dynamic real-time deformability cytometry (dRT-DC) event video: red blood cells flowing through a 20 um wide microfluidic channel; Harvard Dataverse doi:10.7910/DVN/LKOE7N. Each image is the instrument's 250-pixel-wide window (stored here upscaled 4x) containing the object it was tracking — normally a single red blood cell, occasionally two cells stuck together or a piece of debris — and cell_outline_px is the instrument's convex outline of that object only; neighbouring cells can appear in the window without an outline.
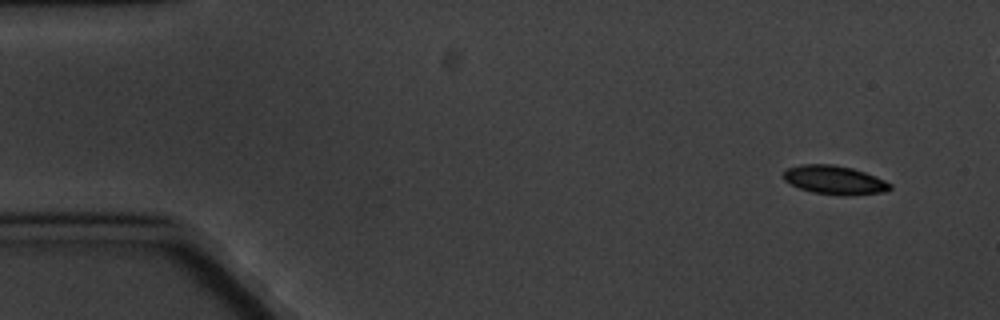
{"species": "common noctule bat (a hibernating species)", "species_latin": "Nyctalus noctula", "temperature_condition": "cold", "stored_images_in_passage": 6, "camera_frame_rate_fps": 3000, "um_per_image_px": 0.085, "animal": {"sex": "male", "body_mass_g": 20.1, "forearm_length_mm": 53.5}, "frame": {"image": 1, "passage_image": 1, "time_ms": 0.0, "image_size_px": [1000, 320], "cell_outline_px": [[892, 188], [888, 192], [848, 196], [844, 196], [812, 192], [800, 188], [784, 180], [784, 172], [788, 168], [800, 164], [836, 164], [852, 168], [876, 176], [892, 184]], "centroid_in_image_um": [70.99, 15.31], "position_along_channel_um": 14.0, "area_um2": 18.03}}